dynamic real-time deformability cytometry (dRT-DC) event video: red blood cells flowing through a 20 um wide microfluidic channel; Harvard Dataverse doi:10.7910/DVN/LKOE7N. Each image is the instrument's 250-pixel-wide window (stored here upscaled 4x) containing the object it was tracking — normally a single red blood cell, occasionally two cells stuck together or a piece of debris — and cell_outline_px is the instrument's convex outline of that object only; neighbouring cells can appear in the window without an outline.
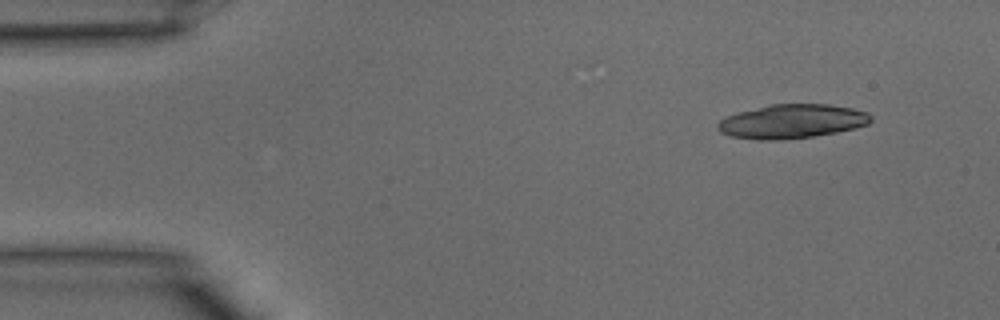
{"species": "common noctule bat (a hibernating species)", "species_latin": "Nyctalus noctula", "temperature_condition": "warm", "stored_images_in_passage": 21, "camera_frame_rate_fps": 3000, "um_per_image_px": 0.085, "animal": {"sex": "male", "body_mass_g": 15.6}, "frame": {"image": 1, "passage_image": 1, "time_ms": 0.0, "image_size_px": [1000, 320], "cell_outline_px": [[872, 120], [868, 124], [836, 132], [812, 136], [776, 140], [756, 140], [732, 136], [720, 132], [716, 128], [716, 124], [720, 120], [736, 112], [768, 104], [828, 104], [852, 108], [868, 112], [872, 116]], "centroid_in_image_um": [67.28, 10.3], "position_along_channel_um": 17.7, "area_um2": 30.4}}